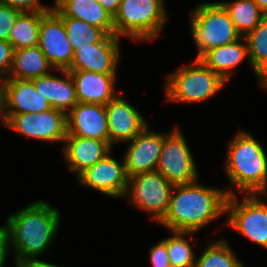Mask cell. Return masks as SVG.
<instances>
[{
	"mask_svg": "<svg viewBox=\"0 0 267 267\" xmlns=\"http://www.w3.org/2000/svg\"><path fill=\"white\" fill-rule=\"evenodd\" d=\"M234 194L232 190L206 187L198 181L174 185L168 210L158 223L169 231L197 233L226 214L227 198Z\"/></svg>",
	"mask_w": 267,
	"mask_h": 267,
	"instance_id": "6da1fadb",
	"label": "cell"
},
{
	"mask_svg": "<svg viewBox=\"0 0 267 267\" xmlns=\"http://www.w3.org/2000/svg\"><path fill=\"white\" fill-rule=\"evenodd\" d=\"M59 222L60 211L42 199L10 214L0 227L16 255L14 261L43 255L57 235Z\"/></svg>",
	"mask_w": 267,
	"mask_h": 267,
	"instance_id": "7a4b0ae2",
	"label": "cell"
},
{
	"mask_svg": "<svg viewBox=\"0 0 267 267\" xmlns=\"http://www.w3.org/2000/svg\"><path fill=\"white\" fill-rule=\"evenodd\" d=\"M224 172L233 187L244 194L266 195L267 155L249 132L240 130L228 142Z\"/></svg>",
	"mask_w": 267,
	"mask_h": 267,
	"instance_id": "3957f363",
	"label": "cell"
},
{
	"mask_svg": "<svg viewBox=\"0 0 267 267\" xmlns=\"http://www.w3.org/2000/svg\"><path fill=\"white\" fill-rule=\"evenodd\" d=\"M164 5V0H121L114 35L140 42L155 40L168 18Z\"/></svg>",
	"mask_w": 267,
	"mask_h": 267,
	"instance_id": "277c9868",
	"label": "cell"
},
{
	"mask_svg": "<svg viewBox=\"0 0 267 267\" xmlns=\"http://www.w3.org/2000/svg\"><path fill=\"white\" fill-rule=\"evenodd\" d=\"M164 91L171 102L198 103L217 95L226 85L218 74L199 59L167 74Z\"/></svg>",
	"mask_w": 267,
	"mask_h": 267,
	"instance_id": "5b68a950",
	"label": "cell"
},
{
	"mask_svg": "<svg viewBox=\"0 0 267 267\" xmlns=\"http://www.w3.org/2000/svg\"><path fill=\"white\" fill-rule=\"evenodd\" d=\"M190 14V29L198 49L196 59L207 51L241 38L226 8L220 2L199 3Z\"/></svg>",
	"mask_w": 267,
	"mask_h": 267,
	"instance_id": "8992f818",
	"label": "cell"
},
{
	"mask_svg": "<svg viewBox=\"0 0 267 267\" xmlns=\"http://www.w3.org/2000/svg\"><path fill=\"white\" fill-rule=\"evenodd\" d=\"M259 196L244 194L241 202L236 194L228 196L224 223L267 250V203Z\"/></svg>",
	"mask_w": 267,
	"mask_h": 267,
	"instance_id": "52a82bcc",
	"label": "cell"
},
{
	"mask_svg": "<svg viewBox=\"0 0 267 267\" xmlns=\"http://www.w3.org/2000/svg\"><path fill=\"white\" fill-rule=\"evenodd\" d=\"M173 188L174 185L156 170L129 177L124 197L158 223L168 210Z\"/></svg>",
	"mask_w": 267,
	"mask_h": 267,
	"instance_id": "ba28073f",
	"label": "cell"
},
{
	"mask_svg": "<svg viewBox=\"0 0 267 267\" xmlns=\"http://www.w3.org/2000/svg\"><path fill=\"white\" fill-rule=\"evenodd\" d=\"M157 171L173 185L189 184L198 180L199 173L194 157L177 125L164 138Z\"/></svg>",
	"mask_w": 267,
	"mask_h": 267,
	"instance_id": "9c48e42d",
	"label": "cell"
},
{
	"mask_svg": "<svg viewBox=\"0 0 267 267\" xmlns=\"http://www.w3.org/2000/svg\"><path fill=\"white\" fill-rule=\"evenodd\" d=\"M5 126L27 138L64 143L67 115L54 108L34 114H5Z\"/></svg>",
	"mask_w": 267,
	"mask_h": 267,
	"instance_id": "30bf717a",
	"label": "cell"
},
{
	"mask_svg": "<svg viewBox=\"0 0 267 267\" xmlns=\"http://www.w3.org/2000/svg\"><path fill=\"white\" fill-rule=\"evenodd\" d=\"M38 46L54 70L71 67L74 52L63 19L54 9L46 11L41 17Z\"/></svg>",
	"mask_w": 267,
	"mask_h": 267,
	"instance_id": "8fae6325",
	"label": "cell"
},
{
	"mask_svg": "<svg viewBox=\"0 0 267 267\" xmlns=\"http://www.w3.org/2000/svg\"><path fill=\"white\" fill-rule=\"evenodd\" d=\"M109 152L94 166L87 168L77 178L79 183L107 196L124 197L129 178L127 176L123 159L110 156Z\"/></svg>",
	"mask_w": 267,
	"mask_h": 267,
	"instance_id": "7c38bea8",
	"label": "cell"
},
{
	"mask_svg": "<svg viewBox=\"0 0 267 267\" xmlns=\"http://www.w3.org/2000/svg\"><path fill=\"white\" fill-rule=\"evenodd\" d=\"M147 125L136 137L129 141L123 157L128 178L140 173L157 170L164 138L169 132L148 130Z\"/></svg>",
	"mask_w": 267,
	"mask_h": 267,
	"instance_id": "4fadbf2b",
	"label": "cell"
},
{
	"mask_svg": "<svg viewBox=\"0 0 267 267\" xmlns=\"http://www.w3.org/2000/svg\"><path fill=\"white\" fill-rule=\"evenodd\" d=\"M108 123L109 145L129 142L147 125L143 115L118 93L105 105Z\"/></svg>",
	"mask_w": 267,
	"mask_h": 267,
	"instance_id": "5bb4252c",
	"label": "cell"
},
{
	"mask_svg": "<svg viewBox=\"0 0 267 267\" xmlns=\"http://www.w3.org/2000/svg\"><path fill=\"white\" fill-rule=\"evenodd\" d=\"M120 37L107 35L101 42L94 43L74 52L68 71L85 70L104 74H116L120 59Z\"/></svg>",
	"mask_w": 267,
	"mask_h": 267,
	"instance_id": "9a60e30c",
	"label": "cell"
},
{
	"mask_svg": "<svg viewBox=\"0 0 267 267\" xmlns=\"http://www.w3.org/2000/svg\"><path fill=\"white\" fill-rule=\"evenodd\" d=\"M67 136L109 142L105 105L78 102L67 114Z\"/></svg>",
	"mask_w": 267,
	"mask_h": 267,
	"instance_id": "2e32d148",
	"label": "cell"
},
{
	"mask_svg": "<svg viewBox=\"0 0 267 267\" xmlns=\"http://www.w3.org/2000/svg\"><path fill=\"white\" fill-rule=\"evenodd\" d=\"M50 108L48 99L36 90L32 81L4 79L5 114H34Z\"/></svg>",
	"mask_w": 267,
	"mask_h": 267,
	"instance_id": "e0dca14e",
	"label": "cell"
},
{
	"mask_svg": "<svg viewBox=\"0 0 267 267\" xmlns=\"http://www.w3.org/2000/svg\"><path fill=\"white\" fill-rule=\"evenodd\" d=\"M64 143L63 151L67 168L70 172H75L77 177L112 150L109 142L93 138L66 136Z\"/></svg>",
	"mask_w": 267,
	"mask_h": 267,
	"instance_id": "ac0fdd59",
	"label": "cell"
},
{
	"mask_svg": "<svg viewBox=\"0 0 267 267\" xmlns=\"http://www.w3.org/2000/svg\"><path fill=\"white\" fill-rule=\"evenodd\" d=\"M78 102L106 105L118 93L115 90L116 74L85 70L70 71Z\"/></svg>",
	"mask_w": 267,
	"mask_h": 267,
	"instance_id": "d6986e66",
	"label": "cell"
},
{
	"mask_svg": "<svg viewBox=\"0 0 267 267\" xmlns=\"http://www.w3.org/2000/svg\"><path fill=\"white\" fill-rule=\"evenodd\" d=\"M62 78L51 72L45 76L32 79L36 90L48 99L52 108L64 112L66 115L78 103L75 85L70 71L57 69Z\"/></svg>",
	"mask_w": 267,
	"mask_h": 267,
	"instance_id": "ffe728a7",
	"label": "cell"
},
{
	"mask_svg": "<svg viewBox=\"0 0 267 267\" xmlns=\"http://www.w3.org/2000/svg\"><path fill=\"white\" fill-rule=\"evenodd\" d=\"M53 9L61 17H72L114 35V17L96 0H55Z\"/></svg>",
	"mask_w": 267,
	"mask_h": 267,
	"instance_id": "44dd1931",
	"label": "cell"
},
{
	"mask_svg": "<svg viewBox=\"0 0 267 267\" xmlns=\"http://www.w3.org/2000/svg\"><path fill=\"white\" fill-rule=\"evenodd\" d=\"M242 40L246 44L240 42ZM245 58H249L248 44L245 37H241L231 44L207 51L199 60L227 82L232 78L233 73H235L234 69L236 66L238 67Z\"/></svg>",
	"mask_w": 267,
	"mask_h": 267,
	"instance_id": "7402d4cb",
	"label": "cell"
},
{
	"mask_svg": "<svg viewBox=\"0 0 267 267\" xmlns=\"http://www.w3.org/2000/svg\"><path fill=\"white\" fill-rule=\"evenodd\" d=\"M54 68L37 45L14 50L13 63L7 78L31 81L51 72Z\"/></svg>",
	"mask_w": 267,
	"mask_h": 267,
	"instance_id": "603a6c76",
	"label": "cell"
},
{
	"mask_svg": "<svg viewBox=\"0 0 267 267\" xmlns=\"http://www.w3.org/2000/svg\"><path fill=\"white\" fill-rule=\"evenodd\" d=\"M245 39L248 44V64L258 78L260 87L267 90V15Z\"/></svg>",
	"mask_w": 267,
	"mask_h": 267,
	"instance_id": "cb8c5ba5",
	"label": "cell"
},
{
	"mask_svg": "<svg viewBox=\"0 0 267 267\" xmlns=\"http://www.w3.org/2000/svg\"><path fill=\"white\" fill-rule=\"evenodd\" d=\"M220 3L226 8L241 37H245L253 31L265 16L253 0H235L232 3L222 1Z\"/></svg>",
	"mask_w": 267,
	"mask_h": 267,
	"instance_id": "d4e9b609",
	"label": "cell"
},
{
	"mask_svg": "<svg viewBox=\"0 0 267 267\" xmlns=\"http://www.w3.org/2000/svg\"><path fill=\"white\" fill-rule=\"evenodd\" d=\"M45 12H22L9 35V43L14 50L34 47L39 42L41 17Z\"/></svg>",
	"mask_w": 267,
	"mask_h": 267,
	"instance_id": "484cf974",
	"label": "cell"
},
{
	"mask_svg": "<svg viewBox=\"0 0 267 267\" xmlns=\"http://www.w3.org/2000/svg\"><path fill=\"white\" fill-rule=\"evenodd\" d=\"M73 52L101 42L108 34L101 28L72 17H62Z\"/></svg>",
	"mask_w": 267,
	"mask_h": 267,
	"instance_id": "4316f807",
	"label": "cell"
},
{
	"mask_svg": "<svg viewBox=\"0 0 267 267\" xmlns=\"http://www.w3.org/2000/svg\"><path fill=\"white\" fill-rule=\"evenodd\" d=\"M171 233L174 235L163 239L166 242L171 267H195L197 257L188 238L190 235L193 240L191 235H195V232L171 231Z\"/></svg>",
	"mask_w": 267,
	"mask_h": 267,
	"instance_id": "83f0119b",
	"label": "cell"
},
{
	"mask_svg": "<svg viewBox=\"0 0 267 267\" xmlns=\"http://www.w3.org/2000/svg\"><path fill=\"white\" fill-rule=\"evenodd\" d=\"M225 239L209 244L196 259L195 267H244Z\"/></svg>",
	"mask_w": 267,
	"mask_h": 267,
	"instance_id": "f1b7e54d",
	"label": "cell"
},
{
	"mask_svg": "<svg viewBox=\"0 0 267 267\" xmlns=\"http://www.w3.org/2000/svg\"><path fill=\"white\" fill-rule=\"evenodd\" d=\"M22 11L0 2V40L9 42L10 32Z\"/></svg>",
	"mask_w": 267,
	"mask_h": 267,
	"instance_id": "f546056e",
	"label": "cell"
},
{
	"mask_svg": "<svg viewBox=\"0 0 267 267\" xmlns=\"http://www.w3.org/2000/svg\"><path fill=\"white\" fill-rule=\"evenodd\" d=\"M149 257L153 267H171L166 242L163 239L150 248Z\"/></svg>",
	"mask_w": 267,
	"mask_h": 267,
	"instance_id": "4dcf8cb0",
	"label": "cell"
},
{
	"mask_svg": "<svg viewBox=\"0 0 267 267\" xmlns=\"http://www.w3.org/2000/svg\"><path fill=\"white\" fill-rule=\"evenodd\" d=\"M0 2L10 5L22 12H46L54 6H44L40 0H0Z\"/></svg>",
	"mask_w": 267,
	"mask_h": 267,
	"instance_id": "1f68e13d",
	"label": "cell"
},
{
	"mask_svg": "<svg viewBox=\"0 0 267 267\" xmlns=\"http://www.w3.org/2000/svg\"><path fill=\"white\" fill-rule=\"evenodd\" d=\"M14 49L9 42L0 40V78L8 77L13 63Z\"/></svg>",
	"mask_w": 267,
	"mask_h": 267,
	"instance_id": "d6a6232c",
	"label": "cell"
},
{
	"mask_svg": "<svg viewBox=\"0 0 267 267\" xmlns=\"http://www.w3.org/2000/svg\"><path fill=\"white\" fill-rule=\"evenodd\" d=\"M16 267H62L37 258H25L15 261Z\"/></svg>",
	"mask_w": 267,
	"mask_h": 267,
	"instance_id": "836d02e7",
	"label": "cell"
},
{
	"mask_svg": "<svg viewBox=\"0 0 267 267\" xmlns=\"http://www.w3.org/2000/svg\"><path fill=\"white\" fill-rule=\"evenodd\" d=\"M9 243L4 230L0 227V267L5 266L9 250Z\"/></svg>",
	"mask_w": 267,
	"mask_h": 267,
	"instance_id": "e575fe53",
	"label": "cell"
},
{
	"mask_svg": "<svg viewBox=\"0 0 267 267\" xmlns=\"http://www.w3.org/2000/svg\"><path fill=\"white\" fill-rule=\"evenodd\" d=\"M113 17L117 14L121 0H96Z\"/></svg>",
	"mask_w": 267,
	"mask_h": 267,
	"instance_id": "d590c367",
	"label": "cell"
},
{
	"mask_svg": "<svg viewBox=\"0 0 267 267\" xmlns=\"http://www.w3.org/2000/svg\"><path fill=\"white\" fill-rule=\"evenodd\" d=\"M0 115H5L4 112V79L0 78Z\"/></svg>",
	"mask_w": 267,
	"mask_h": 267,
	"instance_id": "8d00e7d4",
	"label": "cell"
},
{
	"mask_svg": "<svg viewBox=\"0 0 267 267\" xmlns=\"http://www.w3.org/2000/svg\"><path fill=\"white\" fill-rule=\"evenodd\" d=\"M259 7V9L267 15V0H253Z\"/></svg>",
	"mask_w": 267,
	"mask_h": 267,
	"instance_id": "74e56055",
	"label": "cell"
},
{
	"mask_svg": "<svg viewBox=\"0 0 267 267\" xmlns=\"http://www.w3.org/2000/svg\"><path fill=\"white\" fill-rule=\"evenodd\" d=\"M1 124L5 125V115H0Z\"/></svg>",
	"mask_w": 267,
	"mask_h": 267,
	"instance_id": "f35d334b",
	"label": "cell"
}]
</instances>
